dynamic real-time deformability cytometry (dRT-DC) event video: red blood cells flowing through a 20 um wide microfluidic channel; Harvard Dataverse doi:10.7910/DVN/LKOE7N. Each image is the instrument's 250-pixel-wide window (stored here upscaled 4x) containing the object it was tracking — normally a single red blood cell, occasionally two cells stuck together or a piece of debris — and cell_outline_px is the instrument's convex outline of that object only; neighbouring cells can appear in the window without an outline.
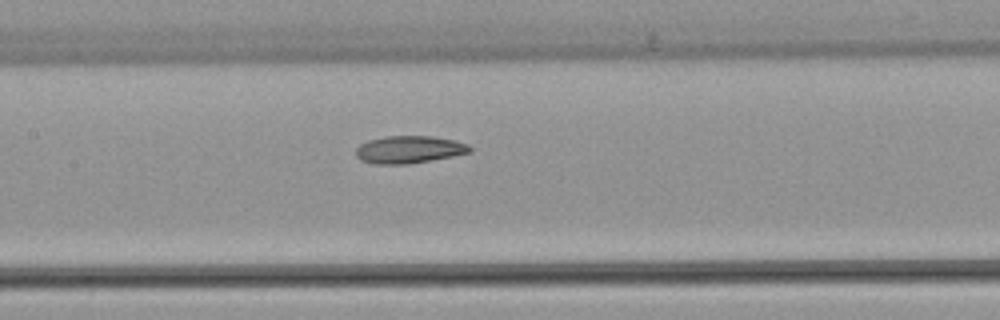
{"species": "common noctule bat (a hibernating species)", "species_latin": "Nyctalus noctula", "temperature_condition": "warm", "stored_images_in_passage": 7, "camera_frame_rate_fps": 3000, "um_per_image_px": 0.085, "animal": {"sex": "female", "body_mass_g": 22.7, "forearm_length_mm": 54.2}, "frame": {"image": 1, "passage_image": 7, "time_ms": 7.0, "image_size_px": [1000, 320], "cell_outline_px": [[472, 152], [452, 156], [408, 164], [372, 164], [360, 160], [356, 156], [356, 148], [360, 144], [368, 140], [384, 136], [432, 136], [452, 140], [468, 144], [472, 148]], "centroid_in_image_um": [34.74, 12.71], "position_along_channel_um": 172.7, "area_um2": 18.26}}